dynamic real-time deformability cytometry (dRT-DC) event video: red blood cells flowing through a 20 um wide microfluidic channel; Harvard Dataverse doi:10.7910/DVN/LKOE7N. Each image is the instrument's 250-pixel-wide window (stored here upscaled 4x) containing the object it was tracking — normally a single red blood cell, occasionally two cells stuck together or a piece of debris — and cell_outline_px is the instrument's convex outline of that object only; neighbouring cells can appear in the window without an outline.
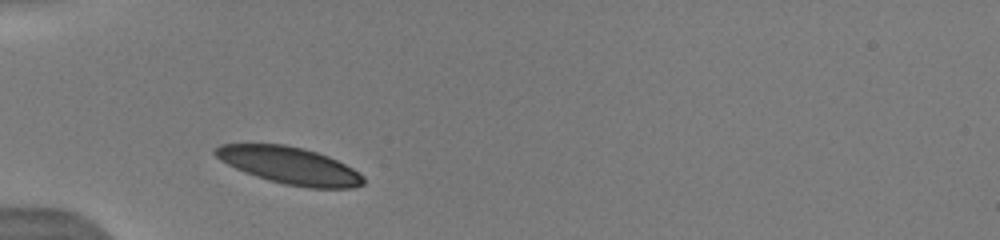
{"species": "human", "species_latin": "Homo sapiens", "temperature_condition": "warm", "stored_images_in_passage": 15, "camera_frame_rate_fps": 3000, "um_per_image_px": 0.085, "donor": {"sex": "male"}, "frame": {"image": 1, "passage_image": 1, "time_ms": 0.0, "image_size_px": [1000, 240], "cell_outline_px": [[364, 184], [352, 188], [308, 188], [284, 184], [268, 180], [244, 172], [220, 160], [212, 152], [220, 144], [284, 144], [316, 152], [328, 156], [352, 168], [364, 176]], "centroid_in_image_um": [24.61, 14.08], "position_along_channel_um": 60.4, "area_um2": 31.79}}
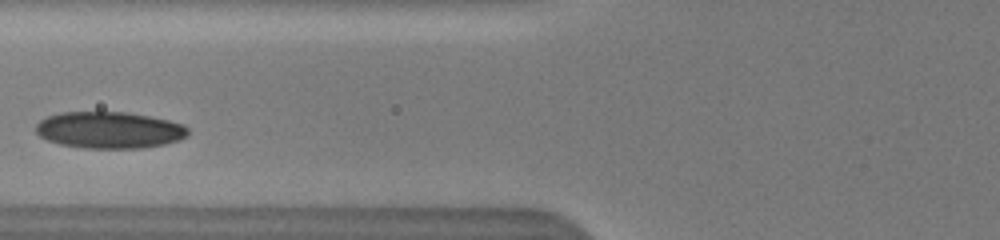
{"frame": {"image": 2, "passage_image": 3, "time_ms": 1.667, "image_size_px": [1000, 240], "cell_outline_px": [[188, 136], [180, 140], [164, 144], [140, 148], [84, 148], [60, 144], [48, 140], [40, 136], [36, 132], [36, 124], [40, 120], [48, 116], [60, 112], [128, 112], [168, 120], [184, 124], [188, 128]], "centroid_in_image_um": [9.3, 11.05], "position_along_channel_um": 116.5, "area_um2": 32.54}, "authors_computed_cell_mechanics": {"area_um2": 32.0212, "velocity_mm_per_s": 3.9754, "shape_relaxation_time_tau1_ms": 1.6382, "shape_relaxation_time_tau2_ms": null, "deformation_change_tau1": 0.0561, "deformation_change_tau2": null}}